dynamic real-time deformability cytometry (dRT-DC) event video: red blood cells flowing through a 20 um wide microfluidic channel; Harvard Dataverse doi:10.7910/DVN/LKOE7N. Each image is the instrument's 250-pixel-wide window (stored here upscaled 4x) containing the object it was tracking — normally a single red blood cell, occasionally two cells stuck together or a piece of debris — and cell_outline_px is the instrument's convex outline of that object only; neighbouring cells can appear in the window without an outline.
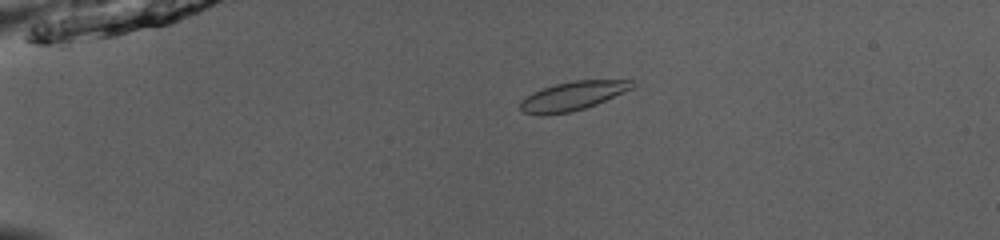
{"species": "common noctule bat (a hibernating species)", "species_latin": "Nyctalus noctula", "temperature_condition": "room temperature", "stored_images_in_passage": 51, "camera_frame_rate_fps": 3000, "um_per_image_px": 0.085, "animal": {"sex": "male", "body_mass_g": 13.0, "forearm_length_mm": 53.1}, "frame": {"image": 1, "passage_image": 11, "time_ms": 3.333, "image_size_px": [1000, 240], "cell_outline_px": [[636, 84], [632, 88], [596, 104], [572, 112], [540, 116], [524, 112], [520, 108], [520, 100], [532, 92], [556, 84], [576, 80], [632, 80]], "centroid_in_image_um": [48.65, 8.17], "position_along_channel_um": 36.4, "area_um2": 18.73}}
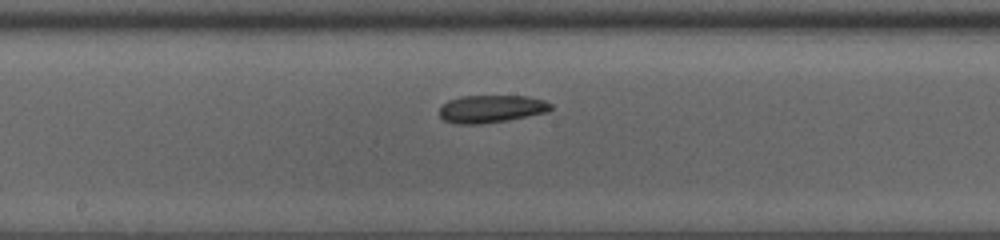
{"frame": {"image": 2, "passage_image": 28, "time_ms": 9.0, "image_size_px": [1000, 240], "cell_outline_px": [[552, 108], [548, 112], [508, 120], [480, 124], [456, 124], [444, 120], [440, 116], [440, 108], [448, 100], [460, 96], [528, 96], [544, 100], [552, 104]], "centroid_in_image_um": [41.77, 9.25], "position_along_channel_um": 206.4, "area_um2": 17.98}}
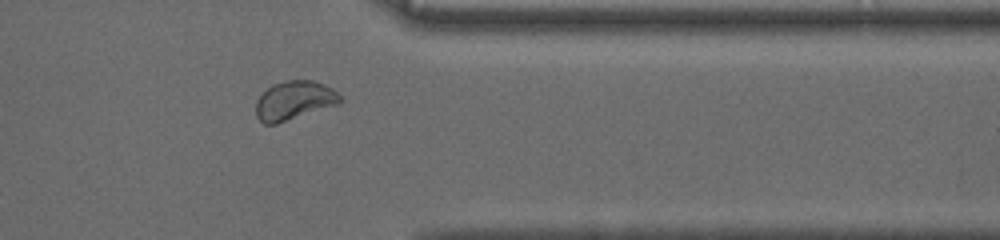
{"frame": {"image": 3, "passage_image": 42, "time_ms": 13.667, "image_size_px": [1000, 240], "cell_outline_px": [[340, 104], [276, 124], [264, 124], [256, 116], [256, 100], [272, 84], [288, 80], [312, 80], [324, 84], [332, 88], [340, 96]], "centroid_in_image_um": [25.0, 8.54], "position_along_channel_um": 386.4, "area_um2": 19.02}, "authors_computed_cell_mechanics": {"area_um2": 18.6116, "velocity_mm_per_s": 3.9315, "shape_relaxation_time_tau1_ms": 3.4983, "shape_relaxation_time_tau2_ms": 6.2844, "deformation_change_tau1": 0.0824, "deformation_change_tau2": 0.0793}}